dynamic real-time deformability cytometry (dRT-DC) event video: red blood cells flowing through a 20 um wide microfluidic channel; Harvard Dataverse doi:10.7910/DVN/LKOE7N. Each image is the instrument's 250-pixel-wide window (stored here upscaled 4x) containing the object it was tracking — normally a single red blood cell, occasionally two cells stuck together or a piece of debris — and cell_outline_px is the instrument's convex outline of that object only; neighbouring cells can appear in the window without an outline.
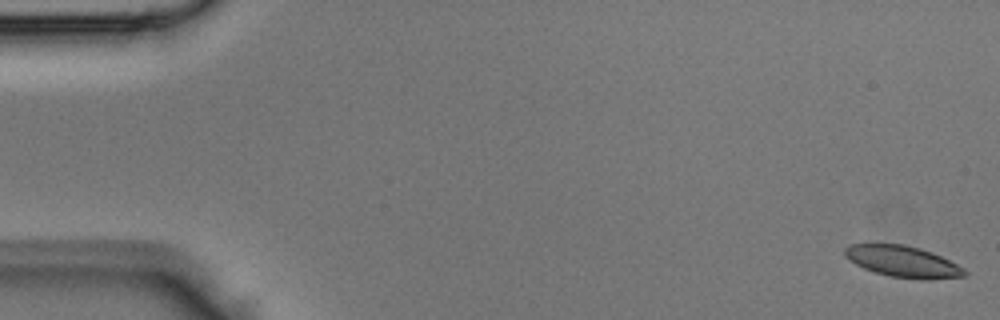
{"species": "Egyptian fruit bat (a non-hibernating species)", "species_latin": "Rousettus aegyptiacus", "temperature_condition": "room temperature", "stored_images_in_passage": 45, "camera_frame_rate_fps": 3000, "um_per_image_px": 0.085, "animal": {"sex": "male"}, "frame": {"image": 1, "passage_image": 1, "time_ms": 0.0, "image_size_px": [1000, 320], "cell_outline_px": [[968, 276], [928, 280], [888, 276], [864, 268], [856, 264], [844, 256], [844, 248], [848, 244], [868, 240], [904, 244], [920, 248], [932, 252], [964, 268], [968, 272]], "centroid_in_image_um": [76.67, 22.17], "position_along_channel_um": 8.3, "area_um2": 22.72}}
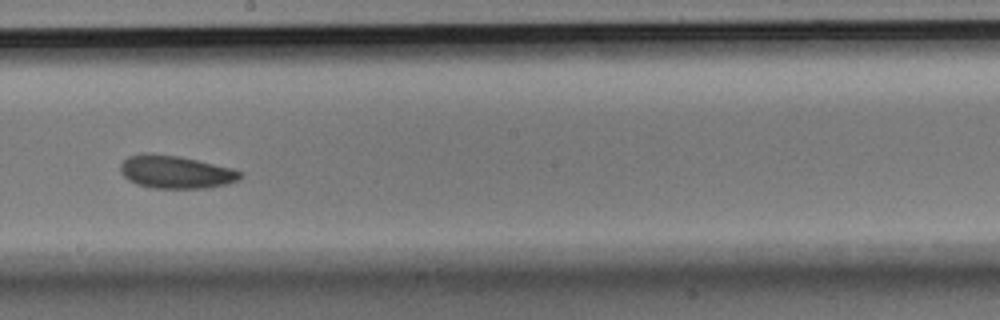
{"frame": {"image": 2, "passage_image": 25, "time_ms": 8.0, "image_size_px": [1000, 320], "cell_outline_px": [[244, 172], [240, 180], [228, 184], [208, 188], [152, 188], [136, 184], [128, 180], [120, 172], [120, 164], [128, 156], [144, 152], [180, 156], [232, 168]], "centroid_in_image_um": [14.94, 14.62], "position_along_channel_um": 233.3, "area_um2": 23.29}}
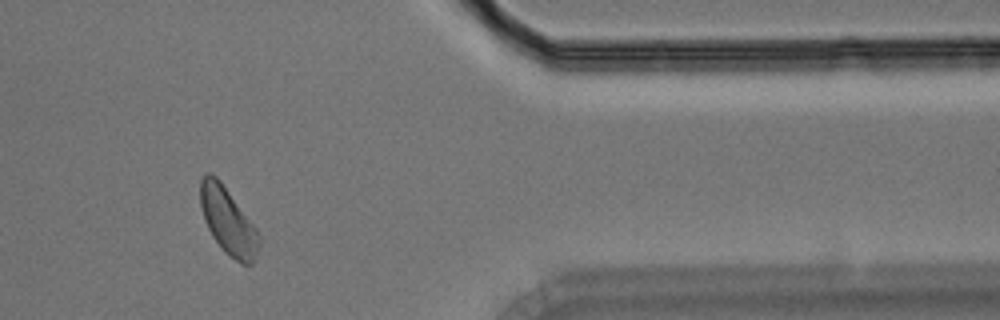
{"frame": {"image": 3, "passage_image": 37, "time_ms": 12.0, "image_size_px": [1000, 320], "cell_outline_px": [[260, 244], [256, 256], [252, 264], [240, 264], [224, 252], [212, 236], [208, 228], [200, 204], [200, 180], [204, 172], [208, 172], [216, 176], [220, 180], [256, 228], [260, 236]], "centroid_in_image_um": [19.38, 18.8], "position_along_channel_um": 392.0, "area_um2": 22.77}}